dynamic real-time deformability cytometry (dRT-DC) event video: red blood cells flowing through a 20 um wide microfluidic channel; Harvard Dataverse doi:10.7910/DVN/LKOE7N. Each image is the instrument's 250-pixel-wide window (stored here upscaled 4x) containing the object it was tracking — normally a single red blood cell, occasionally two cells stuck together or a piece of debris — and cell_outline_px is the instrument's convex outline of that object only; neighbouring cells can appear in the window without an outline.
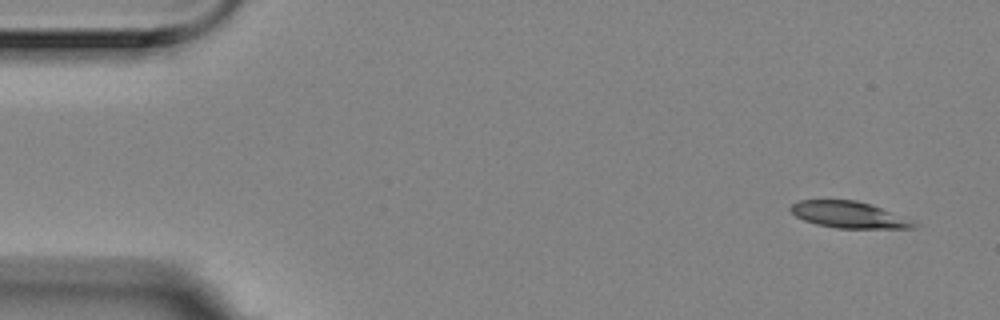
{"species": "Egyptian fruit bat (a non-hibernating species)", "species_latin": "Rousettus aegyptiacus", "temperature_condition": "room temperature", "stored_images_in_passage": 5, "camera_frame_rate_fps": 3000, "um_per_image_px": 0.085, "animal": {"sex": "female"}, "frame": {"image": 1, "passage_image": 1, "time_ms": 0.0, "image_size_px": [1000, 320], "cell_outline_px": [[920, 224], [916, 228], [836, 228], [816, 224], [804, 220], [796, 216], [788, 208], [792, 204], [800, 200], [856, 200], [872, 204], [916, 220]], "centroid_in_image_um": [72.24, 18.25], "position_along_channel_um": 12.8, "area_um2": 19.36}}
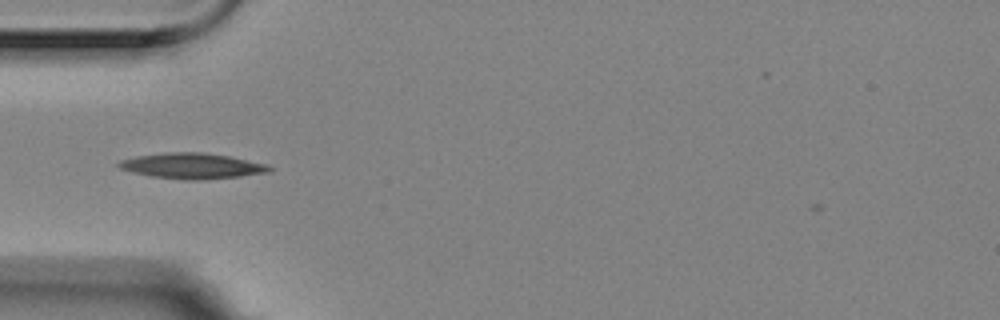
{"frame": {"image": 2, "passage_image": 5, "time_ms": 1.333, "image_size_px": [1000, 320], "cell_outline_px": [[276, 168], [272, 172], [240, 176], [196, 180], [184, 180], [152, 176], [132, 172], [120, 168], [116, 164], [120, 160], [136, 156], [164, 152], [204, 152], [228, 156], [268, 164]], "centroid_in_image_um": [16.37, 14.1], "position_along_channel_um": 68.6, "area_um2": 22.6}}